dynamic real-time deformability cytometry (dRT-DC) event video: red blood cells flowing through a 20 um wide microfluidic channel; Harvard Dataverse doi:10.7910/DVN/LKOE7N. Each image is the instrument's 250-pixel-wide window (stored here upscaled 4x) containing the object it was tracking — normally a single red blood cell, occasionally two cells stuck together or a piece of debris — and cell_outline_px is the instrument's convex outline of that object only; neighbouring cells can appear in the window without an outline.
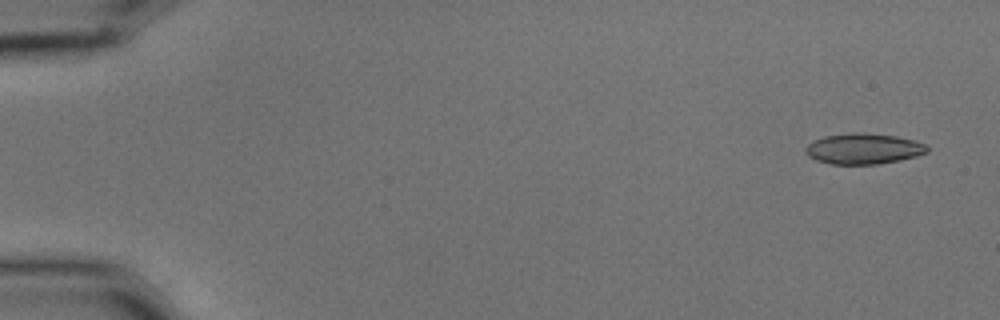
{"species": "common noctule bat (a hibernating species)", "species_latin": "Nyctalus noctula", "temperature_condition": "cold", "stored_images_in_passage": 5, "camera_frame_rate_fps": 3000, "um_per_image_px": 0.085, "animal": {"sex": "male", "body_mass_g": 15.6}, "frame": {"image": 1, "passage_image": 1, "time_ms": 0.0, "image_size_px": [1000, 320], "cell_outline_px": [[928, 152], [916, 156], [900, 160], [876, 164], [832, 164], [816, 160], [808, 156], [804, 152], [804, 148], [812, 140], [824, 136], [856, 132], [896, 136], [912, 140], [924, 144], [928, 148]], "centroid_in_image_um": [73.35, 12.64], "position_along_channel_um": 11.7, "area_um2": 21.68}}
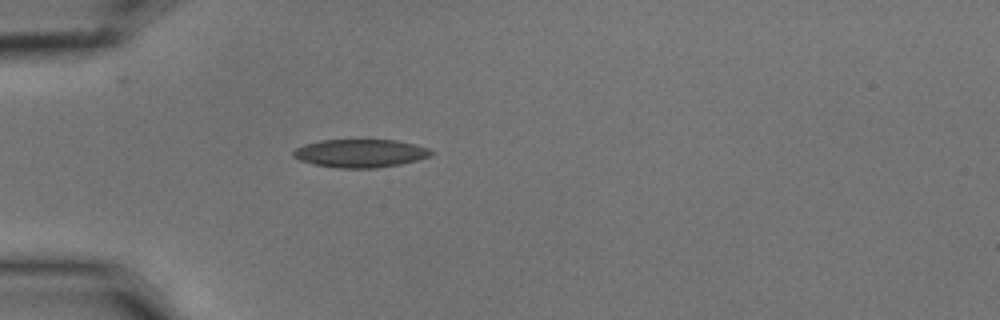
{"frame": {"image": 2, "passage_image": 5, "time_ms": 1.333, "image_size_px": [1000, 320], "cell_outline_px": [[432, 156], [400, 164], [376, 168], [340, 168], [316, 164], [300, 160], [292, 156], [292, 152], [296, 148], [304, 144], [320, 140], [396, 140], [416, 144], [428, 148], [432, 152]], "centroid_in_image_um": [30.63, 13.02], "position_along_channel_um": 54.4, "area_um2": 22.54}}